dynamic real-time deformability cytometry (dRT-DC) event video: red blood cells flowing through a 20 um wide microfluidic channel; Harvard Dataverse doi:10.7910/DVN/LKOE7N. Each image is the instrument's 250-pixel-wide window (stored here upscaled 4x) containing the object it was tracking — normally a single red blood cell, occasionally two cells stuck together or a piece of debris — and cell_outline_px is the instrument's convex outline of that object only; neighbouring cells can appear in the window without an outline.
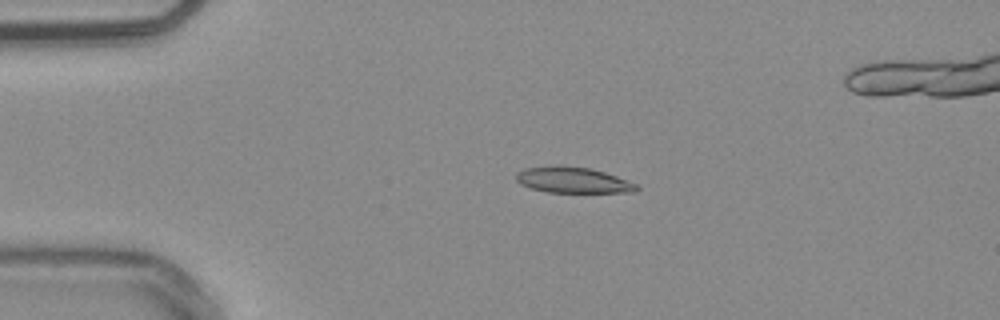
{"species": "common noctule bat (a hibernating species)", "species_latin": "Nyctalus noctula", "temperature_condition": "warm", "stored_images_in_passage": 43, "camera_frame_rate_fps": 3000, "um_per_image_px": 0.085, "animal": {"sex": "male", "body_mass_g": 20.4}, "frame": {"image": 1, "passage_image": 1, "time_ms": 0.0, "image_size_px": [1000, 320], "cell_outline_px": [[640, 188], [636, 192], [548, 192], [532, 188], [520, 184], [516, 180], [516, 172], [524, 168], [548, 164], [560, 164], [588, 168], [604, 172], [616, 176], [636, 184]], "centroid_in_image_um": [48.64, 15.28], "position_along_channel_um": 36.4, "area_um2": 18.38}}
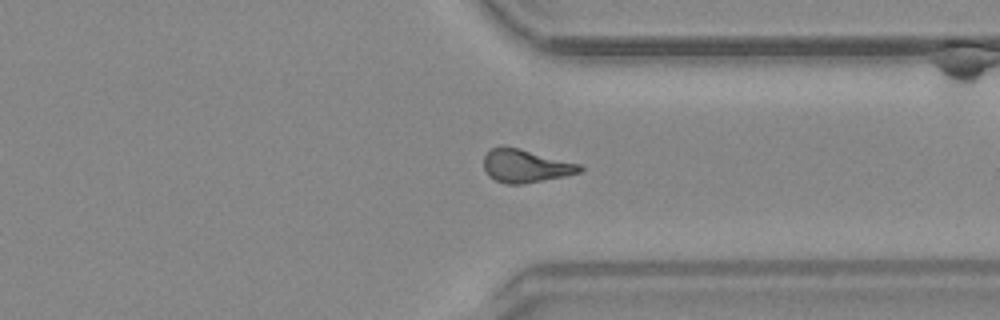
{"frame": {"image": 2, "passage_image": 30, "time_ms": 9.667, "image_size_px": [1000, 320], "cell_outline_px": [[584, 168], [580, 172], [564, 176], [520, 184], [508, 184], [496, 180], [488, 176], [484, 168], [484, 156], [492, 148], [520, 148], [580, 164]], "centroid_in_image_um": [44.68, 14.12], "position_along_channel_um": 366.7, "area_um2": 18.09}}
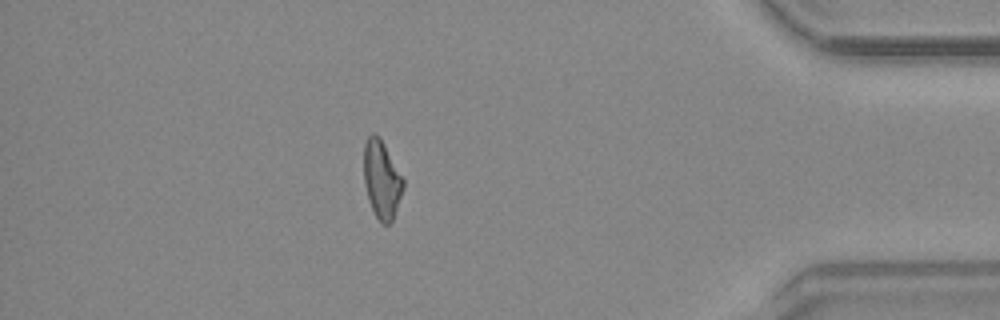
{"frame": {"image": 3, "passage_image": 36, "time_ms": 11.667, "image_size_px": [1000, 320], "cell_outline_px": [[404, 188], [392, 220], [388, 224], [384, 224], [376, 216], [368, 200], [364, 184], [364, 144], [368, 136], [372, 132], [376, 132], [380, 136], [404, 180]], "centroid_in_image_um": [32.43, 15.21], "position_along_channel_um": 402.8, "area_um2": 17.86}}